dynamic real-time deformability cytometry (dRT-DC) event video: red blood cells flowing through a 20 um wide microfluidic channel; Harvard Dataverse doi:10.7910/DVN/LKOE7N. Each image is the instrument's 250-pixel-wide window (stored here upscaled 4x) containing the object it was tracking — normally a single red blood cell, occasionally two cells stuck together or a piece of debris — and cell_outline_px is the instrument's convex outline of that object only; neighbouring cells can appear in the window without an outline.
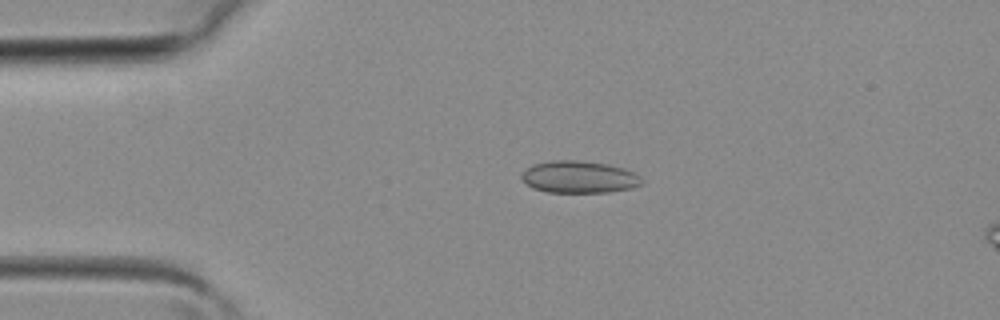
{"species": "common noctule bat (a hibernating species)", "species_latin": "Nyctalus noctula", "temperature_condition": "room temperature", "stored_images_in_passage": 38, "camera_frame_rate_fps": 3000, "um_per_image_px": 0.085, "animal": {"sex": "female", "body_mass_g": 19.3, "forearm_length_mm": 54.1}, "frame": {"image": 1, "passage_image": 7, "time_ms": 2.0, "image_size_px": [1000, 320], "cell_outline_px": [[644, 180], [640, 184], [632, 188], [608, 192], [548, 192], [532, 188], [520, 176], [532, 164], [552, 160], [580, 160], [608, 164], [624, 168], [640, 176]], "centroid_in_image_um": [49.24, 15.04], "position_along_channel_um": 35.8, "area_um2": 22.43}}
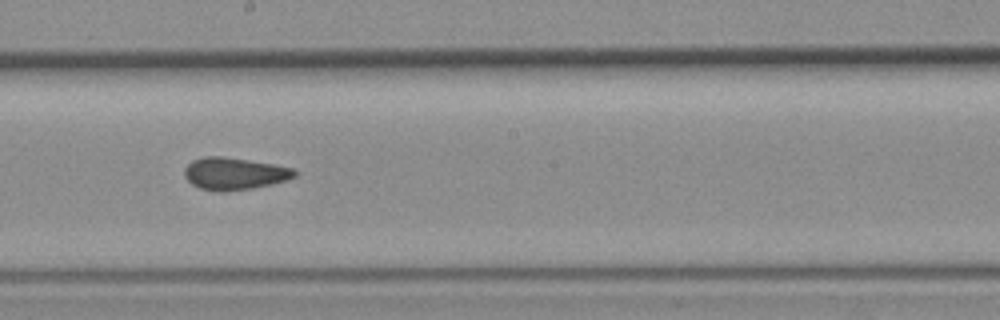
{"frame": {"image": 2, "passage_image": 20, "time_ms": 6.333, "image_size_px": [1000, 320], "cell_outline_px": [[296, 176], [288, 180], [272, 184], [252, 188], [224, 192], [220, 192], [200, 188], [192, 184], [184, 176], [184, 168], [192, 160], [204, 156], [224, 156], [272, 164], [292, 168], [296, 172]], "centroid_in_image_um": [19.9, 14.76], "position_along_channel_um": 228.3, "area_um2": 20.69}}
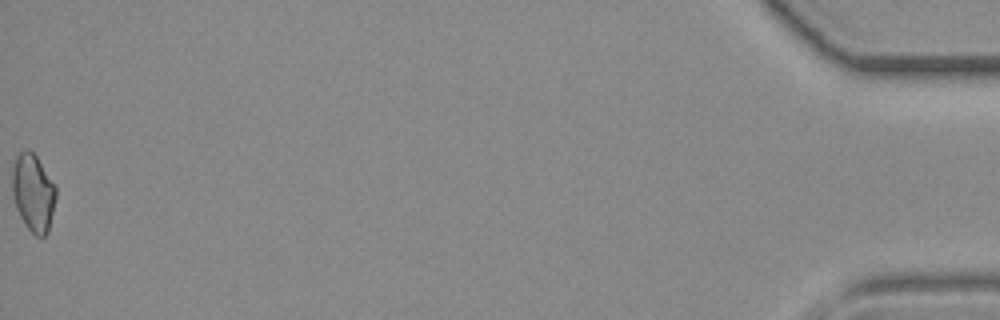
{"frame": {"image": 3, "passage_image": 38, "time_ms": 12.333, "image_size_px": [1000, 320], "cell_outline_px": [[56, 196], [48, 232], [44, 236], [36, 236], [24, 224], [16, 208], [12, 196], [12, 168], [16, 156], [24, 148], [28, 148], [36, 156], [56, 184]], "centroid_in_image_um": [2.81, 16.35], "position_along_channel_um": 432.4, "area_um2": 19.94}}